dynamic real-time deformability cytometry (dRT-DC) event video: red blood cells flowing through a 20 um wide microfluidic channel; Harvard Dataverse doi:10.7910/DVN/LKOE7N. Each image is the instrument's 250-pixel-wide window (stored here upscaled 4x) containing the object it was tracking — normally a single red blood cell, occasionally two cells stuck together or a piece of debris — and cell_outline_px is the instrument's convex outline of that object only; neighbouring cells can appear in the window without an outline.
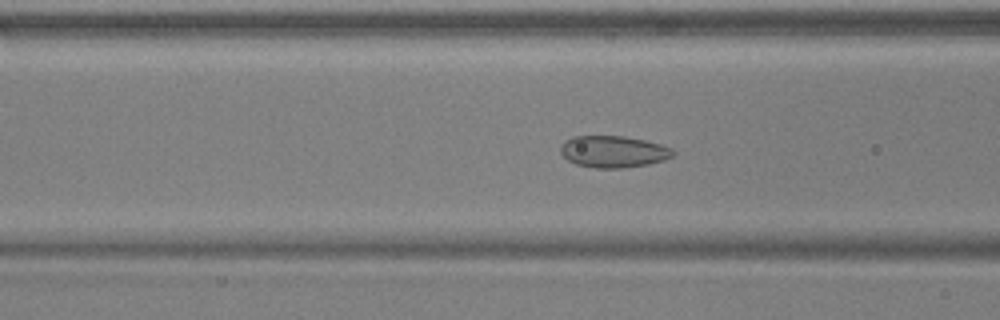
{"species": "common noctule bat (a hibernating species)", "species_latin": "Nyctalus noctula", "temperature_condition": "warm", "stored_images_in_passage": 55, "camera_frame_rate_fps": 3000, "um_per_image_px": 0.085, "animal": {"sex": "male", "body_mass_g": 17.9, "forearm_length_mm": 54.2}, "frame": {"image": 1, "passage_image": 22, "time_ms": 7.0, "image_size_px": [1000, 320], "cell_outline_px": [[676, 152], [672, 156], [664, 160], [648, 164], [620, 168], [596, 168], [576, 164], [568, 160], [560, 152], [560, 148], [564, 140], [572, 136], [624, 136], [644, 140], [660, 144], [672, 148]], "centroid_in_image_um": [52.13, 12.88], "position_along_channel_um": 114.5, "area_um2": 20.81}}
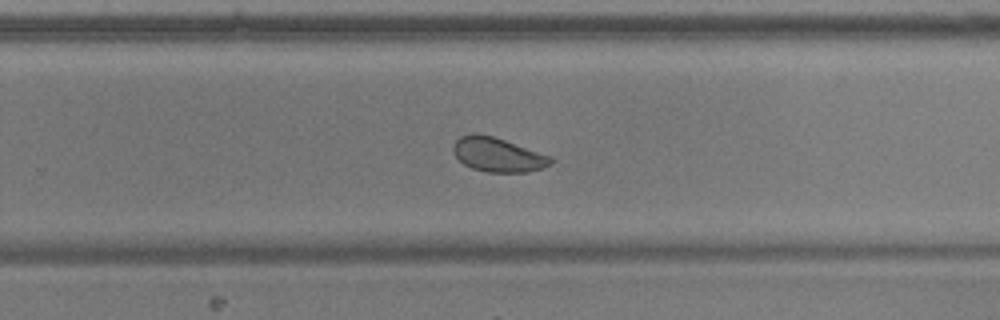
{"frame": {"image": 2, "passage_image": 36, "time_ms": 11.667, "image_size_px": [1000, 320], "cell_outline_px": [[552, 164], [528, 172], [488, 172], [472, 168], [464, 164], [452, 152], [452, 144], [460, 136], [472, 132], [476, 132], [492, 136], [552, 156]], "centroid_in_image_um": [42.28, 13.13], "position_along_channel_um": 287.5, "area_um2": 19.48}}
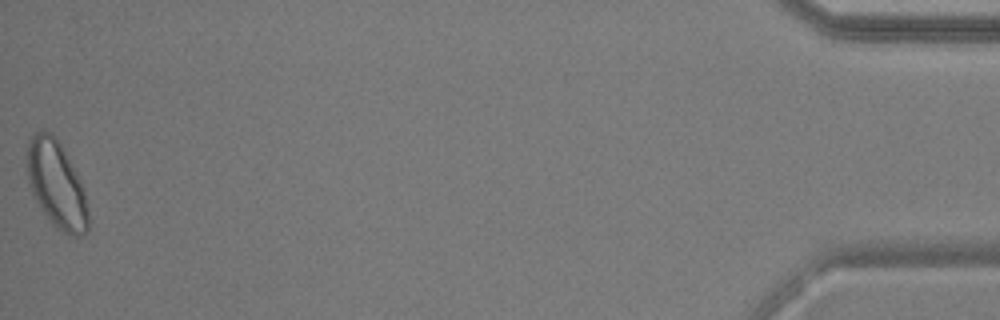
{"frame": {"image": 3, "passage_image": 55, "time_ms": 18.0, "image_size_px": [1000, 320], "cell_outline_px": [[88, 228], [80, 236], [72, 236], [56, 228], [52, 224], [36, 200], [28, 184], [28, 144], [32, 136], [36, 132], [44, 128], [56, 136], [76, 172], [84, 196], [88, 212]], "centroid_in_image_um": [4.79, 15.66], "position_along_channel_um": 430.4, "area_um2": 30.35}, "authors_computed_cell_mechanics": {"area_um2": 22.6576, "velocity_mm_per_s": 3.7134, "shape_relaxation_time_tau1_ms": 5.1489, "shape_relaxation_time_tau2_ms": 1.2085, "deformation_change_tau1": 0.0866, "deformation_change_tau2": 0.053}}